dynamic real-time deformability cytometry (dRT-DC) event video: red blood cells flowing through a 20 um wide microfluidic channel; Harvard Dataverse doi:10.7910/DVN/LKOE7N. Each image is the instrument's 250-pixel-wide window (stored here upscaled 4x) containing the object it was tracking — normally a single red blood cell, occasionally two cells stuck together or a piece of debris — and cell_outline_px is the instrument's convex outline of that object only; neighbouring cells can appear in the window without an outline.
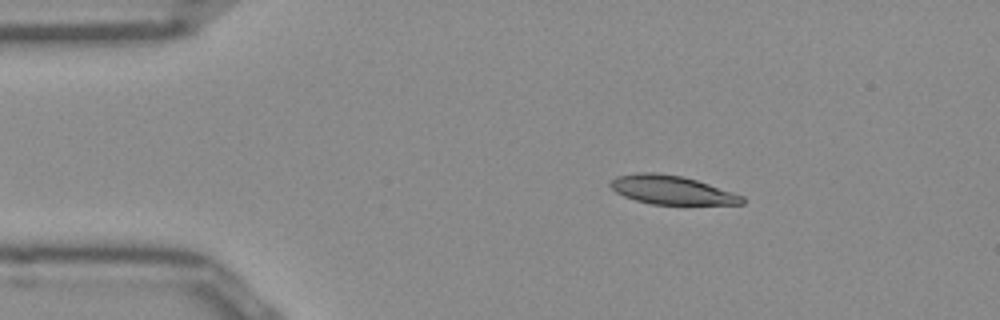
{"species": "Egyptian fruit bat (a non-hibernating species)", "species_latin": "Rousettus aegyptiacus", "temperature_condition": "room temperature", "stored_images_in_passage": 44, "camera_frame_rate_fps": 3000, "um_per_image_px": 0.085, "frame": {"image": 1, "passage_image": 1, "time_ms": 0.0, "image_size_px": [1000, 320], "cell_outline_px": [[744, 204], [652, 204], [636, 200], [624, 196], [616, 192], [608, 184], [616, 176], [636, 172], [656, 172], [680, 176], [696, 180], [744, 196]], "centroid_in_image_um": [57.05, 16.14], "position_along_channel_um": 27.9, "area_um2": 21.85}}
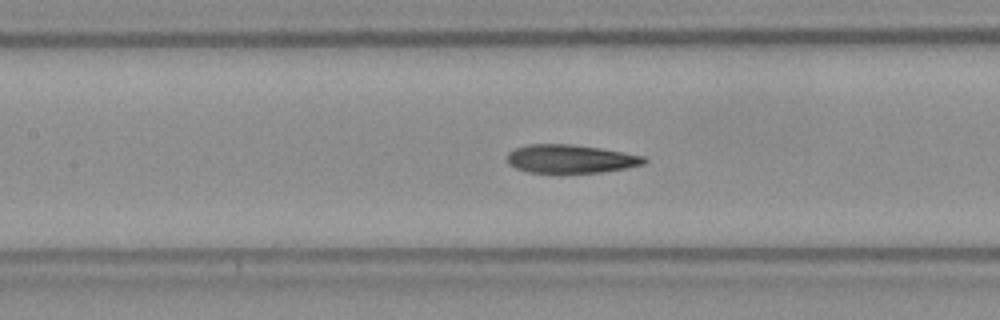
{"frame": {"image": 2, "passage_image": 15, "time_ms": 4.667, "image_size_px": [1000, 320], "cell_outline_px": [[648, 160], [644, 164], [624, 168], [600, 172], [528, 172], [516, 168], [508, 164], [508, 152], [516, 148], [528, 144], [568, 144], [600, 148], [644, 156]], "centroid_in_image_um": [48.48, 13.49], "position_along_channel_um": 158.9, "area_um2": 22.37}}
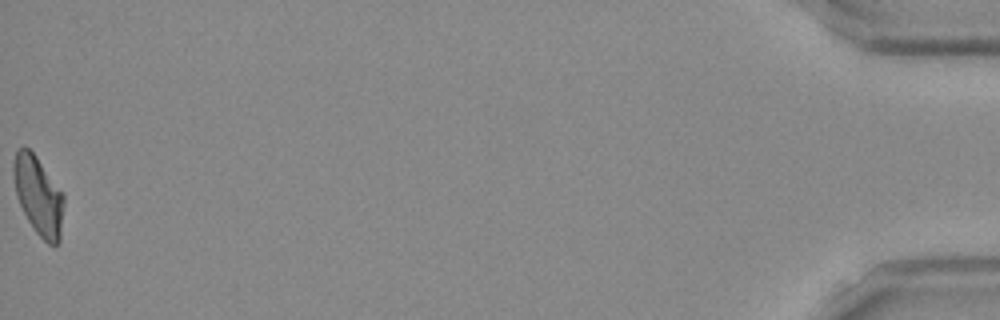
{"frame": {"image": 3, "passage_image": 44, "time_ms": 14.333, "image_size_px": [1000, 320], "cell_outline_px": [[64, 204], [60, 240], [56, 244], [48, 244], [36, 232], [28, 220], [20, 204], [16, 192], [12, 172], [12, 164], [16, 152], [20, 148], [28, 148], [36, 156], [64, 192]], "centroid_in_image_um": [3.28, 16.62], "position_along_channel_um": 431.9, "area_um2": 23.0}, "authors_computed_cell_mechanics": {"area_um2": 23.2067, "velocity_mm_per_s": 3.9264, "shape_relaxation_time_tau1_ms": 11.1266, "shape_relaxation_time_tau2_ms": 2.7448, "deformation_change_tau1": 0.2604, "deformation_change_tau2": 0.1045}}